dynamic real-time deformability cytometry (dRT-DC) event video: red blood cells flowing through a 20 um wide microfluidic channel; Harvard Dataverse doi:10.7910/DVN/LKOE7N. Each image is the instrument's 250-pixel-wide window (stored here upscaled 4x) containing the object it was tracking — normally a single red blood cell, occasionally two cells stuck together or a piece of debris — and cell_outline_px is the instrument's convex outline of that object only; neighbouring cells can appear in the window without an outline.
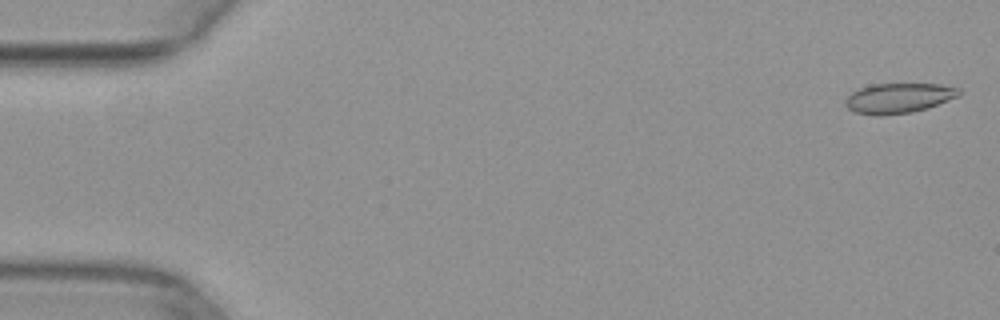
{"species": "common noctule bat (a hibernating species)", "species_latin": "Nyctalus noctula", "temperature_condition": "warm", "stored_images_in_passage": 12, "camera_frame_rate_fps": 3000, "um_per_image_px": 0.085, "animal": {"sex": "female", "body_mass_g": 29.2, "forearm_length_mm": 56.3}, "frame": {"image": 1, "passage_image": 2, "time_ms": 0.333, "image_size_px": [1000, 320], "cell_outline_px": [[960, 96], [928, 108], [912, 112], [880, 116], [876, 116], [856, 112], [848, 108], [844, 104], [844, 100], [852, 92], [860, 88], [872, 84], [940, 84], [960, 88]], "centroid_in_image_um": [76.39, 8.34], "position_along_channel_um": 8.6, "area_um2": 20.0}}